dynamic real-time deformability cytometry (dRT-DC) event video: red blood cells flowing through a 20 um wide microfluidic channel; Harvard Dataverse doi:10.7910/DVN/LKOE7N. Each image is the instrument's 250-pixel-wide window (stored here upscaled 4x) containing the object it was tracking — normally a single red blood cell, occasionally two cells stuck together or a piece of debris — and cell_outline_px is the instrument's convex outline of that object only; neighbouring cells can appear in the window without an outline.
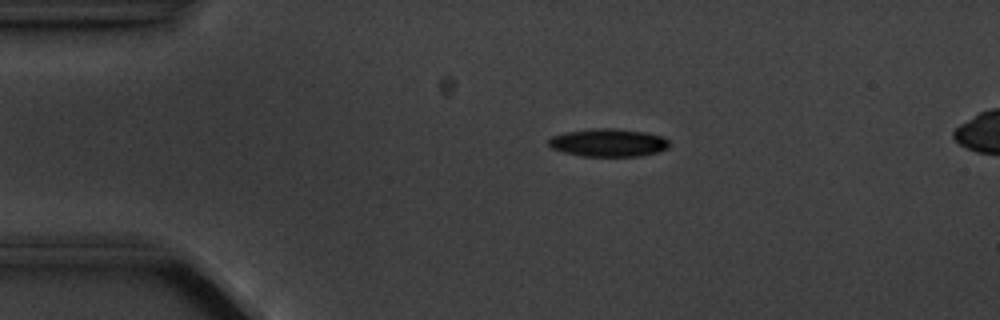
{"species": "common noctule bat (a hibernating species)", "species_latin": "Nyctalus noctula", "temperature_condition": "cold", "stored_images_in_passage": 5, "camera_frame_rate_fps": 3000, "um_per_image_px": 0.085, "animal": {"sex": "male", "body_mass_g": 20.1, "forearm_length_mm": 53.5}, "frame": {"image": 1, "passage_image": 3, "time_ms": 2.333, "image_size_px": [1000, 320], "cell_outline_px": [[668, 148], [656, 152], [640, 156], [580, 156], [564, 152], [552, 148], [548, 144], [548, 140], [552, 136], [564, 132], [596, 128], [616, 128], [644, 132], [660, 136], [668, 140]], "centroid_in_image_um": [51.67, 12.12], "position_along_channel_um": 33.3, "area_um2": 19.54}}